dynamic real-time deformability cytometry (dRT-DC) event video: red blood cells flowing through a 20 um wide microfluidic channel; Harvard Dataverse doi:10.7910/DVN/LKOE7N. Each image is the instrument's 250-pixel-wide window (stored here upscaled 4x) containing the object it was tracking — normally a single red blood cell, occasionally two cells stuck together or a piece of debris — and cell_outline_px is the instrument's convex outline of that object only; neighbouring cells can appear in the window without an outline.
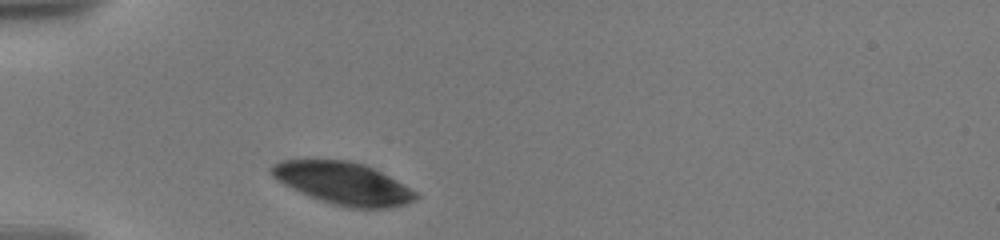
{"species": "human", "species_latin": "Homo sapiens", "temperature_condition": "warm", "stored_images_in_passage": 12, "camera_frame_rate_fps": 3000, "um_per_image_px": 0.085, "donor": {"sex": "male"}, "frame": {"image": 1, "passage_image": 1, "time_ms": 0.0, "image_size_px": [1000, 240], "cell_outline_px": [[420, 196], [404, 204], [388, 208], [348, 208], [332, 204], [308, 196], [284, 184], [272, 176], [268, 168], [272, 164], [280, 160], [348, 160], [364, 164], [388, 176], [416, 192]], "centroid_in_image_um": [29.12, 15.58], "position_along_channel_um": 55.9, "area_um2": 35.26}}
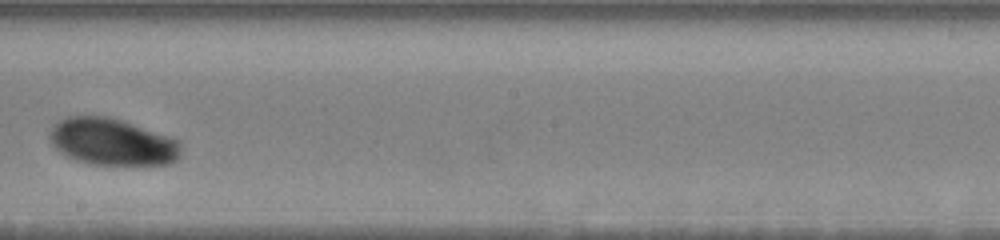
{"frame": {"image": 2, "passage_image": 7, "time_ms": 5.667, "image_size_px": [1000, 240], "cell_outline_px": [[180, 156], [172, 164], [88, 164], [76, 160], [60, 152], [52, 144], [48, 136], [48, 132], [52, 124], [68, 116], [108, 116], [180, 140]], "centroid_in_image_um": [9.5, 12.06], "position_along_channel_um": 238.7, "area_um2": 35.78}}
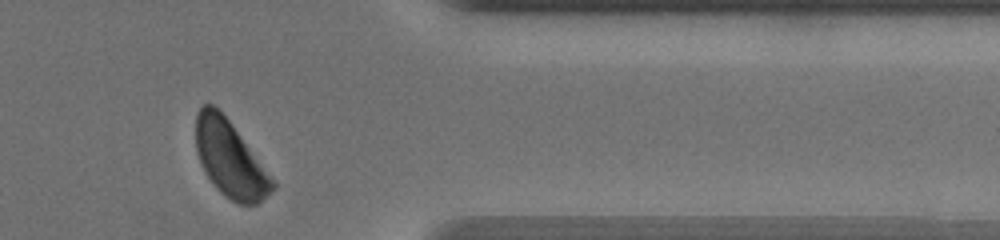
{"frame": {"image": 3, "passage_image": 12, "time_ms": 10.333, "image_size_px": [1000, 240], "cell_outline_px": [[276, 188], [256, 204], [240, 204], [224, 196], [216, 188], [208, 176], [196, 152], [196, 112], [204, 104], [212, 104], [228, 120], [276, 184]], "centroid_in_image_um": [19.53, 13.53], "position_along_channel_um": 391.9, "area_um2": 32.95}, "authors_computed_cell_mechanics": {"area_um2": 36.1828, "velocity_mm_per_s": 3.5013, "shape_relaxation_time_tau1_ms": 0.8719, "shape_relaxation_time_tau2_ms": null, "deformation_change_tau1": 0.042, "deformation_change_tau2": null}}